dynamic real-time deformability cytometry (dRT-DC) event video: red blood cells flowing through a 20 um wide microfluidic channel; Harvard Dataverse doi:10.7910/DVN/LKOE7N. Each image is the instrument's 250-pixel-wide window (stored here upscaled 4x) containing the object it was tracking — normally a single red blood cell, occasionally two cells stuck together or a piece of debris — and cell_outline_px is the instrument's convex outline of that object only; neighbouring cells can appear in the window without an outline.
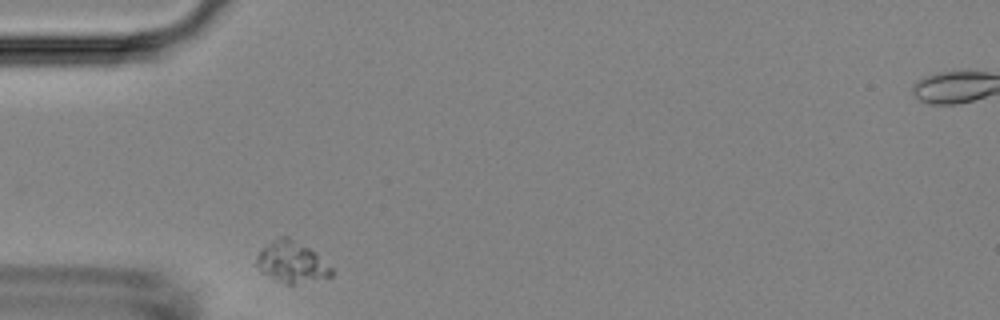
{"species": "Egyptian fruit bat (a non-hibernating species)", "species_latin": "Rousettus aegyptiacus", "temperature_condition": "room temperature", "stored_images_in_passage": 32, "camera_frame_rate_fps": 3000, "um_per_image_px": 0.085, "animal": {"sex": "female"}, "frame": {"image": 1, "passage_image": 1, "time_ms": 0.0, "image_size_px": [1000, 320], "cell_outline_px": [[332, 276], [292, 284], [288, 284], [260, 272], [256, 264], [256, 256], [264, 248], [280, 236], [288, 236], [316, 252], [332, 268]], "centroid_in_image_um": [24.8, 22.27], "position_along_channel_um": 60.2, "area_um2": 17.51}}
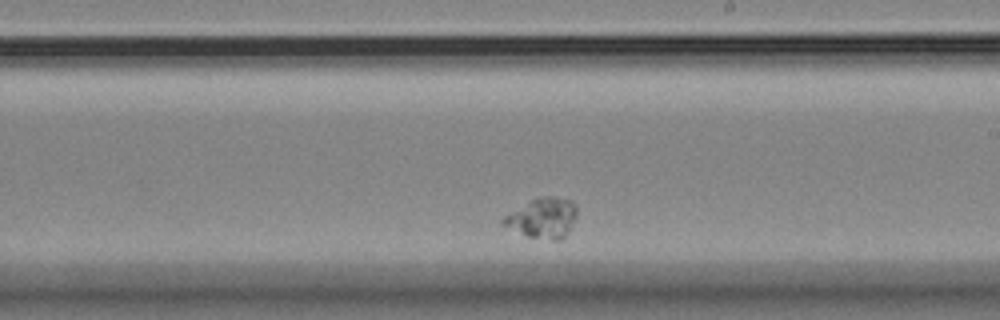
{"frame": {"image": 2, "passage_image": 19, "time_ms": 6.0, "image_size_px": [1000, 320], "cell_outline_px": [[576, 216], [564, 240], [552, 240], [528, 236], [500, 224], [500, 220], [504, 216], [536, 196], [552, 196], [568, 200], [576, 204]], "centroid_in_image_um": [46.12, 18.52], "position_along_channel_um": 242.9, "area_um2": 17.22}}
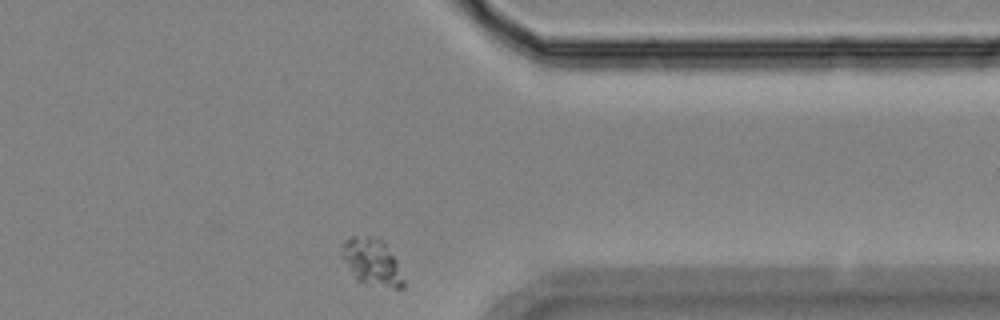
{"frame": {"image": 3, "passage_image": 32, "time_ms": 10.333, "image_size_px": [1000, 320], "cell_outline_px": [[404, 288], [396, 288], [356, 280], [340, 256], [340, 244], [344, 240], [352, 236], [380, 236], [384, 240], [396, 260], [404, 280]], "centroid_in_image_um": [31.57, 22.2], "position_along_channel_um": 379.8, "area_um2": 17.05}}